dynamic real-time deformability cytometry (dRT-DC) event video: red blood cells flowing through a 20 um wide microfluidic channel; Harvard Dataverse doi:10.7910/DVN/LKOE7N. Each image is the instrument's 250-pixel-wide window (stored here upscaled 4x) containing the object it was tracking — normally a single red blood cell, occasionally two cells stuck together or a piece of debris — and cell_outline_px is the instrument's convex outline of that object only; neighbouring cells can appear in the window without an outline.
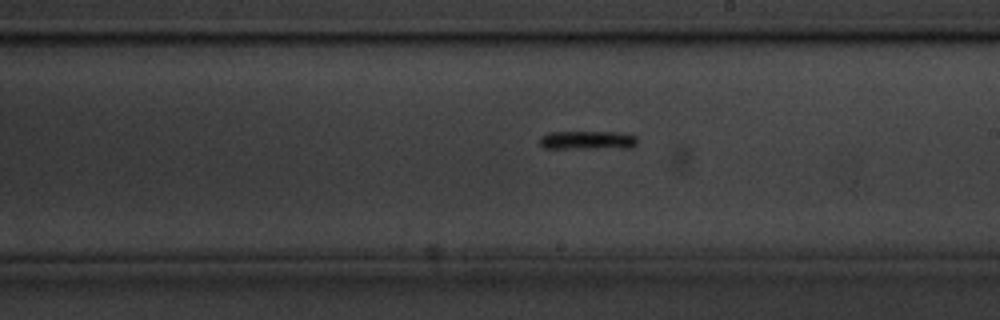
{"species": "common noctule bat (a hibernating species)", "species_latin": "Nyctalus noctula", "temperature_condition": "cold", "stored_images_in_passage": 40, "camera_frame_rate_fps": 3000, "um_per_image_px": 0.085, "animal": {"sex": "male", "body_mass_g": 20.1, "forearm_length_mm": 53.5}, "frame": {"image": 1, "passage_image": 19, "time_ms": 6.0, "image_size_px": [1000, 320], "cell_outline_px": [[636, 144], [632, 148], [544, 148], [540, 144], [540, 136], [548, 132], [620, 132], [636, 136]], "centroid_in_image_um": [49.94, 11.91], "position_along_channel_um": 239.1, "area_um2": 10.64}}
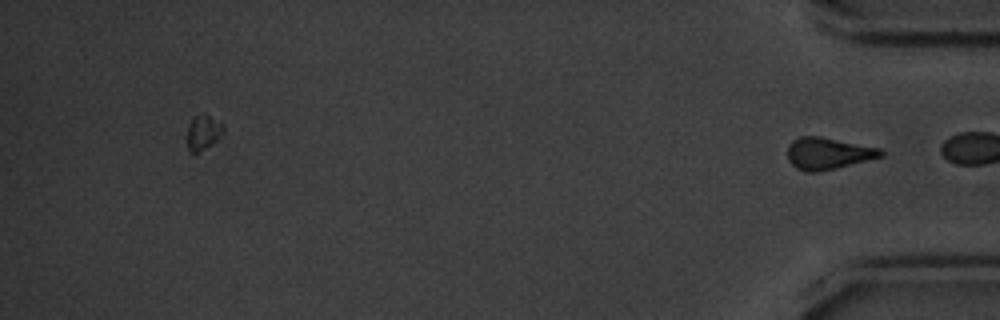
{"frame": {"image": 2, "passage_image": 40, "time_ms": 13.0, "image_size_px": [1000, 320], "cell_outline_px": [[884, 156], [816, 172], [808, 172], [796, 168], [788, 160], [788, 144], [792, 140], [800, 136], [820, 136], [880, 148], [884, 152]], "centroid_in_image_um": [70.36, 13.02], "position_along_channel_um": 364.8, "area_um2": 17.11}}